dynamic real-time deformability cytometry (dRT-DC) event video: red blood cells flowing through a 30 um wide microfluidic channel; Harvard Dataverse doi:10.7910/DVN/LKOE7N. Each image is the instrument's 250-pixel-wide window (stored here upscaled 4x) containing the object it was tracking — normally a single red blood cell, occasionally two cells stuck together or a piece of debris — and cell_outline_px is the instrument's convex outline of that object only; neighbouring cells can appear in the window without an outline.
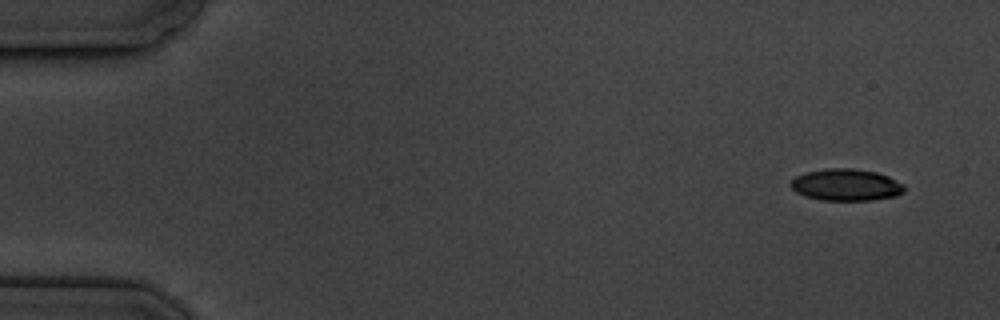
{"species": "common noctule bat (a hibernating species)", "species_latin": "Nyctalus noctula", "temperature_condition": "cold", "stored_images_in_passage": 13, "camera_frame_rate_fps": 3000, "um_per_image_px": 0.085, "animal": {"sex": "male", "body_mass_g": 19.5, "forearm_length_mm": 54.6}, "frame": {"image": 1, "passage_image": 1, "time_ms": 0.0, "image_size_px": [1000, 320], "cell_outline_px": [[904, 192], [896, 196], [872, 200], [820, 200], [804, 196], [796, 192], [788, 184], [796, 176], [804, 172], [824, 168], [852, 168], [876, 172], [888, 176], [904, 184]], "centroid_in_image_um": [71.89, 15.71], "position_along_channel_um": 13.1, "area_um2": 21.27}}
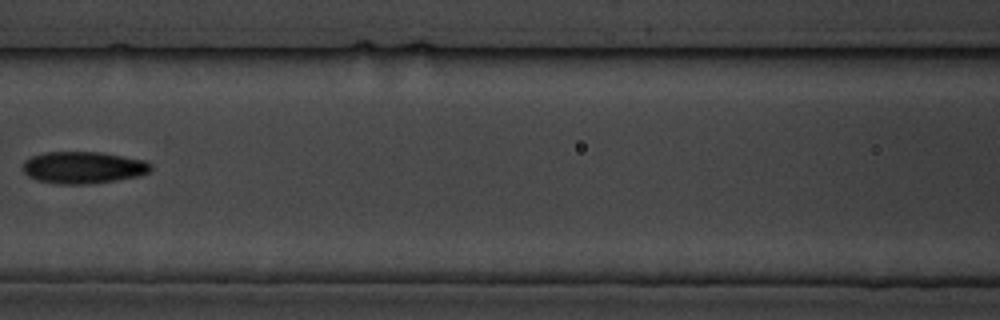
{"frame": {"image": 2, "passage_image": 7, "time_ms": 7.667, "image_size_px": [1000, 320], "cell_outline_px": [[152, 168], [148, 172], [136, 176], [116, 180], [84, 184], [56, 184], [36, 180], [28, 176], [24, 172], [24, 160], [32, 156], [48, 152], [100, 152], [144, 160], [152, 164]], "centroid_in_image_um": [7.05, 14.24], "position_along_channel_um": 159.5, "area_um2": 23.64}}
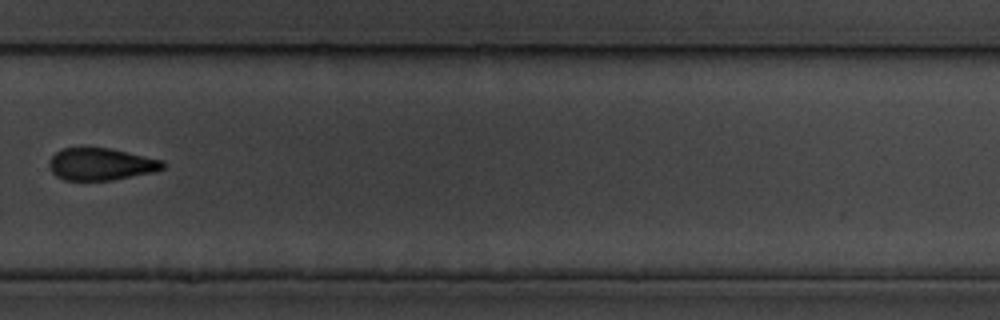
{"frame": {"image": 3, "passage_image": 11, "time_ms": 12.333, "image_size_px": [1000, 320], "cell_outline_px": [[164, 168], [156, 172], [112, 180], [64, 180], [56, 176], [52, 172], [48, 164], [48, 160], [56, 152], [64, 148], [108, 148], [164, 160]], "centroid_in_image_um": [8.58, 13.96], "position_along_channel_um": 321.2, "area_um2": 21.33}, "authors_computed_cell_mechanics": {"area_um2": 22.4264, "velocity_mm_per_s": 3.4858, "shape_relaxation_time_tau1_ms": 2.4476, "shape_relaxation_time_tau2_ms": 9.4687, "deformation_change_tau1": 0.0975, "deformation_change_tau2": 0.1446}}